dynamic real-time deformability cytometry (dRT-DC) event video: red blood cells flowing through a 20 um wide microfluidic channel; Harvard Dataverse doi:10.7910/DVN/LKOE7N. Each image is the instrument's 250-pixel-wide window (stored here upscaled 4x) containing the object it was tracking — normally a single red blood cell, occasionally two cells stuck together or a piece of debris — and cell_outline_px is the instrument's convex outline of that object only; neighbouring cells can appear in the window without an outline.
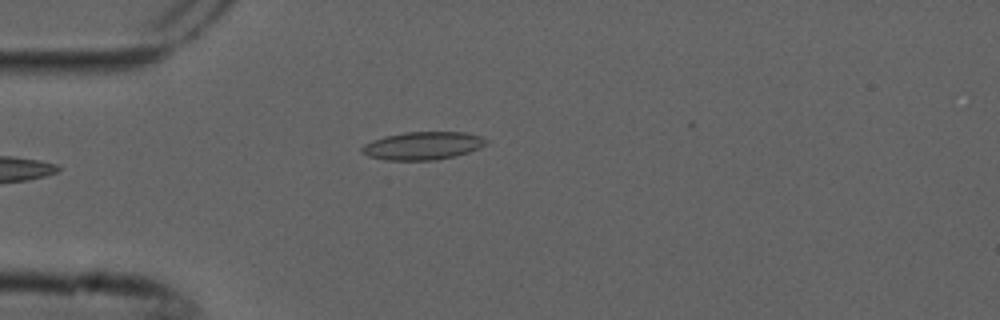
{"species": "common noctule bat (a hibernating species)", "species_latin": "Nyctalus noctula", "temperature_condition": "cold", "stored_images_in_passage": 4, "camera_frame_rate_fps": 3000, "um_per_image_px": 0.085, "animal": {"sex": "male", "forearm_length_mm": 52.5}, "frame": {"image": 1, "passage_image": 4, "time_ms": 1.0, "image_size_px": [1000, 320], "cell_outline_px": [[488, 144], [480, 148], [456, 156], [436, 160], [384, 160], [368, 156], [360, 152], [360, 148], [364, 144], [372, 140], [384, 136], [404, 132], [464, 132], [480, 136], [488, 140]], "centroid_in_image_um": [35.92, 12.39], "position_along_channel_um": 49.1, "area_um2": 20.46}}